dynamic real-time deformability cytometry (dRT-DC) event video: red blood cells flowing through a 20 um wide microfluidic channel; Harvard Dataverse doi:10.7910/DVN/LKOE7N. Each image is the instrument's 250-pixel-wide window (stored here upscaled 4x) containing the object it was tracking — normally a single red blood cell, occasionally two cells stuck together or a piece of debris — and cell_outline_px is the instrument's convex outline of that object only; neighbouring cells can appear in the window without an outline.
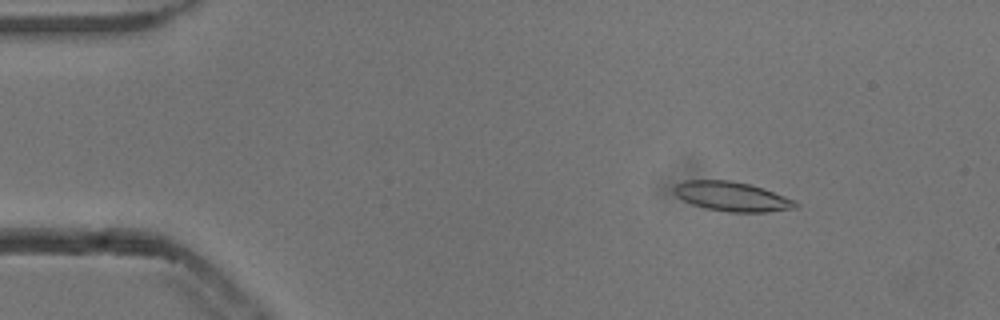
{"species": "common noctule bat (a hibernating species)", "species_latin": "Nyctalus noctula", "temperature_condition": "cold", "stored_images_in_passage": 42, "camera_frame_rate_fps": 3000, "um_per_image_px": 0.085, "animal": {"sex": "male", "body_mass_g": 13.3}, "frame": {"image": 1, "passage_image": 5, "time_ms": 1.333, "image_size_px": [1000, 320], "cell_outline_px": [[800, 204], [796, 208], [768, 212], [728, 212], [704, 208], [692, 204], [676, 196], [672, 188], [676, 184], [684, 180], [732, 180], [764, 188], [796, 200]], "centroid_in_image_um": [62.23, 16.7], "position_along_channel_um": 22.8, "area_um2": 21.1}}
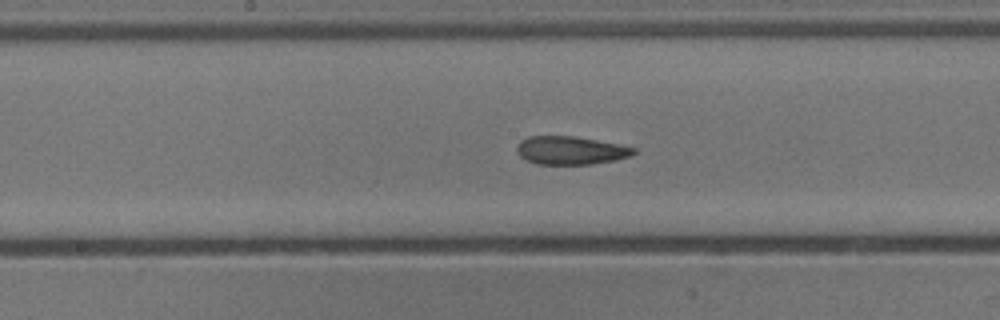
{"frame": {"image": 2, "passage_image": 25, "time_ms": 8.0, "image_size_px": [1000, 320], "cell_outline_px": [[636, 152], [632, 156], [592, 164], [536, 164], [520, 156], [516, 148], [520, 140], [528, 136], [572, 136], [596, 140], [636, 148]], "centroid_in_image_um": [48.48, 12.78], "position_along_channel_um": 199.7, "area_um2": 19.02}}
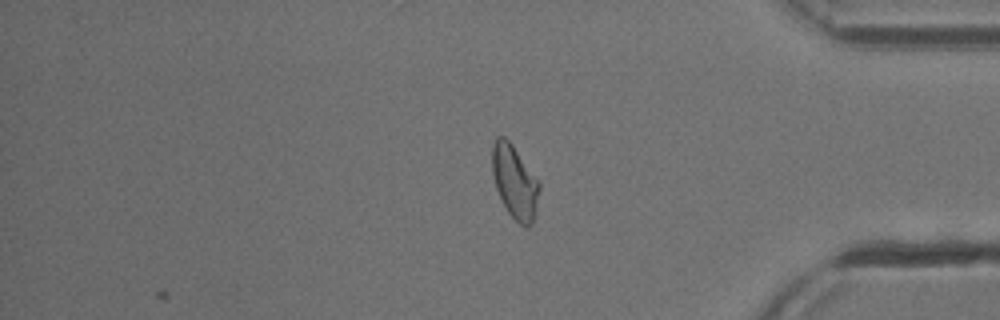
{"frame": {"image": 3, "passage_image": 42, "time_ms": 13.667, "image_size_px": [1000, 320], "cell_outline_px": [[540, 188], [536, 212], [532, 224], [528, 228], [524, 228], [508, 212], [496, 188], [492, 172], [492, 144], [496, 136], [504, 136], [512, 144], [540, 180]], "centroid_in_image_um": [43.77, 15.45], "position_along_channel_um": 391.4, "area_um2": 20.4}, "authors_computed_cell_mechanics": {"area_um2": 19.9988, "velocity_mm_per_s": 3.827, "shape_relaxation_time_tau1_ms": 5.1265, "shape_relaxation_time_tau2_ms": 1.2415, "deformation_change_tau1": 0.1687, "deformation_change_tau2": 0.0834}}